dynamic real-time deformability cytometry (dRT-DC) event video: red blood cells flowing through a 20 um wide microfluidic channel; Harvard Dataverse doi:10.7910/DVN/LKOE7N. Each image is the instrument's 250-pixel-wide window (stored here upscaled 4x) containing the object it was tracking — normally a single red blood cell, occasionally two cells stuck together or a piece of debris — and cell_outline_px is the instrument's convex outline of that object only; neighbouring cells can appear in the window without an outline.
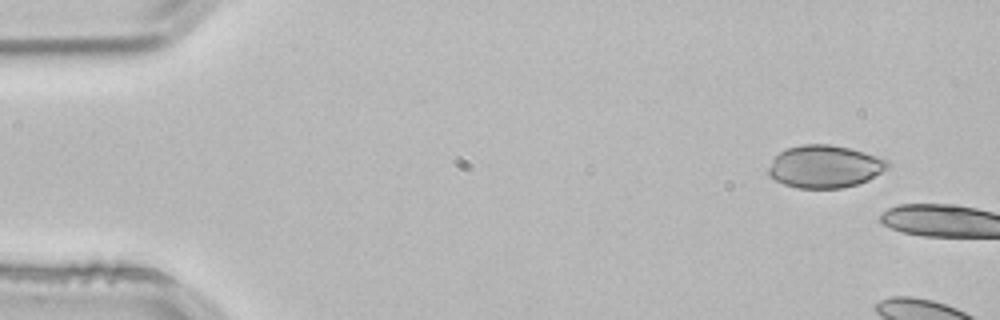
{"species": "common noctule bat (a hibernating species)", "species_latin": "Nyctalus noctula", "temperature_condition": "room temperature", "stored_images_in_passage": 4, "camera_frame_rate_fps": 3000, "um_per_image_px": 0.085, "animal": {"sex": "male", "body_mass_g": 21.5, "forearm_length_mm": 52.0}, "frame": {"image": 1, "passage_image": 1, "time_ms": 0.0, "image_size_px": [1000, 320], "cell_outline_px": [[888, 168], [868, 180], [856, 184], [840, 188], [800, 188], [784, 184], [768, 176], [768, 168], [772, 160], [784, 148], [800, 144], [828, 144], [848, 148], [888, 160]], "centroid_in_image_um": [70.05, 14.15], "position_along_channel_um": 14.9, "area_um2": 29.36}}